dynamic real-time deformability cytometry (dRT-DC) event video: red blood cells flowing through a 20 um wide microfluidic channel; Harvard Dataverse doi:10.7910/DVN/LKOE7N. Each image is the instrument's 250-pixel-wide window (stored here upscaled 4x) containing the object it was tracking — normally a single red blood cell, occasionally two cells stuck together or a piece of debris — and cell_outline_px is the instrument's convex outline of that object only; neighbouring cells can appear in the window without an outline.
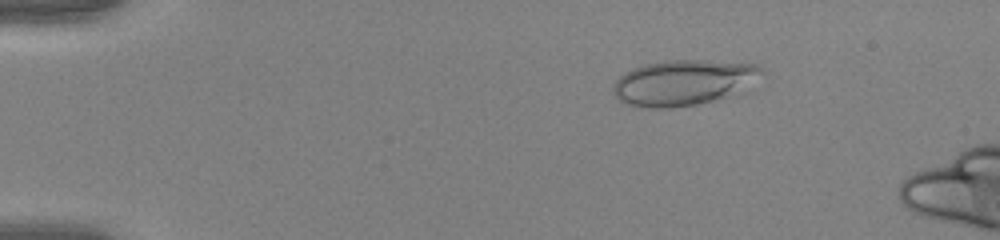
{"species": "human", "species_latin": "Homo sapiens", "temperature_condition": "warm", "stored_images_in_passage": 15, "camera_frame_rate_fps": 3000, "um_per_image_px": 0.085, "donor": {"sex": "female"}, "frame": {"image": 1, "passage_image": 9, "time_ms": 2.667, "image_size_px": [1000, 240], "cell_outline_px": [[764, 72], [732, 92], [724, 96], [712, 100], [696, 104], [668, 108], [636, 108], [620, 100], [612, 92], [612, 88], [616, 80], [624, 72], [632, 68], [644, 64], [668, 60], [704, 60], [760, 64], [764, 68]], "centroid_in_image_um": [57.97, 7.0], "position_along_channel_um": 27.0, "area_um2": 38.73}}